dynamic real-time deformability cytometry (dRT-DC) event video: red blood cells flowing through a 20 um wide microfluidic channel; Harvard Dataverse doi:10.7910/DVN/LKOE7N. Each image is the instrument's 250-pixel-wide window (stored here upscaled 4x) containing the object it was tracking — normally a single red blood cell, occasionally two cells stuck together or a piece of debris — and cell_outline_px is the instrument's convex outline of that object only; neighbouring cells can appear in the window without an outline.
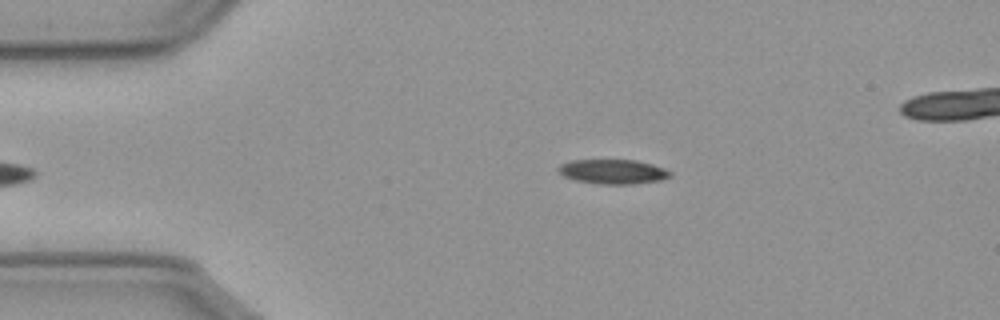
{"species": "common noctule bat (a hibernating species)", "species_latin": "Nyctalus noctula", "temperature_condition": "cold", "stored_images_in_passage": 41, "camera_frame_rate_fps": 3000, "um_per_image_px": 0.085, "animal": {"sex": "male", "body_mass_g": 23.1, "forearm_length_mm": 52.7}, "frame": {"image": 1, "passage_image": 2, "time_ms": 0.333, "image_size_px": [1000, 320], "cell_outline_px": [[672, 176], [660, 180], [632, 184], [600, 184], [576, 180], [564, 176], [556, 168], [560, 164], [572, 160], [636, 160], [652, 164], [664, 168], [672, 172]], "centroid_in_image_um": [52.11, 14.58], "position_along_channel_um": 32.9, "area_um2": 15.95}}
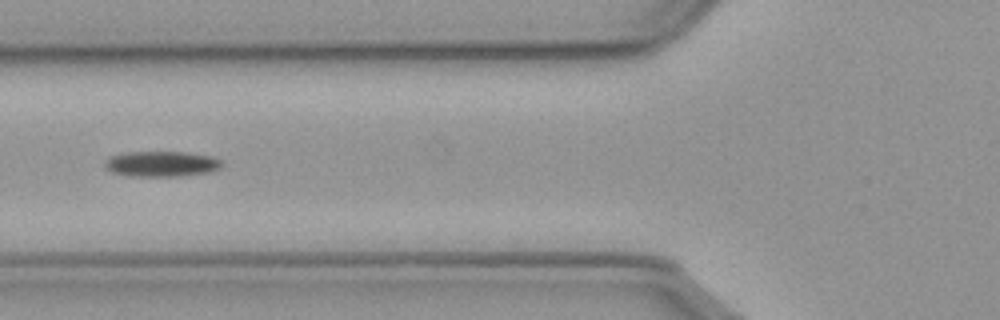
{"frame": {"image": 2, "passage_image": 12, "time_ms": 3.667, "image_size_px": [1000, 320], "cell_outline_px": [[220, 168], [208, 172], [180, 176], [128, 176], [112, 172], [104, 168], [104, 160], [112, 156], [128, 152], [188, 152], [208, 156], [220, 160]], "centroid_in_image_um": [13.66, 13.93], "position_along_channel_um": 112.1, "area_um2": 17.22}}
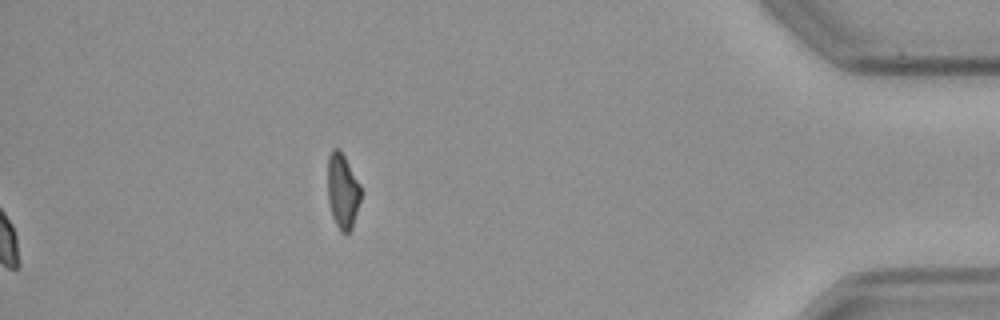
{"frame": {"image": 3, "passage_image": 41, "time_ms": 13.333, "image_size_px": [1000, 320], "cell_outline_px": [[360, 200], [352, 228], [348, 232], [340, 232], [332, 216], [328, 200], [328, 156], [332, 148], [340, 148], [360, 184]], "centroid_in_image_um": [29.11, 16.21], "position_along_channel_um": 406.1, "area_um2": 14.45}, "authors_computed_cell_mechanics": {"area_um2": 16.762, "velocity_mm_per_s": 3.6036, "shape_relaxation_time_tau1_ms": 3.9485, "shape_relaxation_time_tau2_ms": null, "deformation_change_tau1": 0.1517, "deformation_change_tau2": null}}